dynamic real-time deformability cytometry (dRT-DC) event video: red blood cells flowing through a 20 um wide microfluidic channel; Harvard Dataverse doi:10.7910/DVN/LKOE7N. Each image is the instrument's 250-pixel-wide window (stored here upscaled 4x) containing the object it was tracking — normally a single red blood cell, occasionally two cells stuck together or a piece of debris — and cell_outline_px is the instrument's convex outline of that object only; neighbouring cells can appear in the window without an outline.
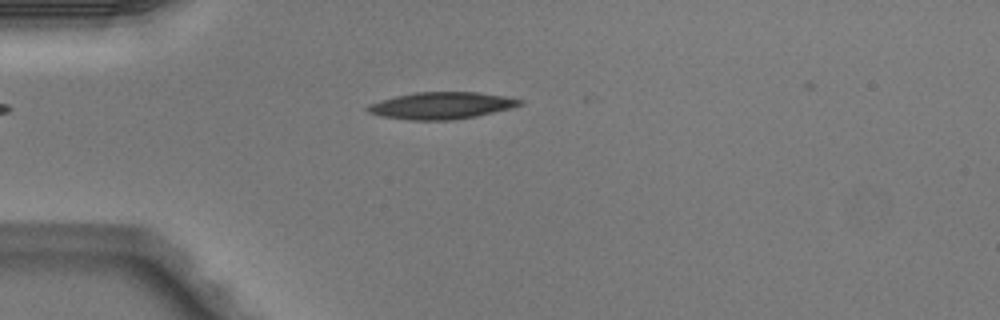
{"species": "Egyptian fruit bat (a non-hibernating species)", "species_latin": "Rousettus aegyptiacus", "temperature_condition": "warm", "stored_images_in_passage": 1, "camera_frame_rate_fps": 3000, "um_per_image_px": 0.085, "animal": {"sex": "male"}, "frame": {"image": 1, "passage_image": 1, "time_ms": 0.0, "image_size_px": [1000, 320], "cell_outline_px": [[524, 104], [512, 108], [476, 116], [452, 120], [408, 120], [380, 116], [368, 112], [364, 108], [368, 104], [396, 96], [416, 92], [476, 92], [504, 96], [524, 100]], "centroid_in_image_um": [37.52, 8.98], "position_along_channel_um": 47.5, "area_um2": 23.93}}